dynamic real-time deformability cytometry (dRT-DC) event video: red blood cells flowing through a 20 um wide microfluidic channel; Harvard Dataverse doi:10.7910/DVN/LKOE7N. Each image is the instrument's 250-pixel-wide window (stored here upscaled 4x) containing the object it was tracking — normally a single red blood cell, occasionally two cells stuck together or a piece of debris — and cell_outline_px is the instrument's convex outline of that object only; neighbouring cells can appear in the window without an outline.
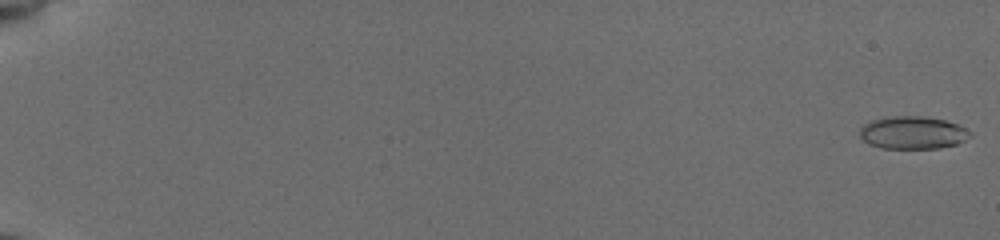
{"species": "common noctule bat (a hibernating species)", "species_latin": "Nyctalus noctula", "temperature_condition": "cold", "stored_images_in_passage": 45, "camera_frame_rate_fps": 3000, "um_per_image_px": 0.085, "animal": {"sex": "female", "body_mass_g": 19.5, "forearm_length_mm": 54.1}, "frame": {"image": 1, "passage_image": 1, "time_ms": 0.0, "image_size_px": [1000, 240], "cell_outline_px": [[972, 136], [956, 144], [936, 148], [880, 148], [868, 144], [860, 136], [860, 128], [864, 124], [872, 120], [892, 116], [920, 116], [944, 120], [956, 124], [964, 128]], "centroid_in_image_um": [77.54, 11.28], "position_along_channel_um": 7.5, "area_um2": 20.75}}
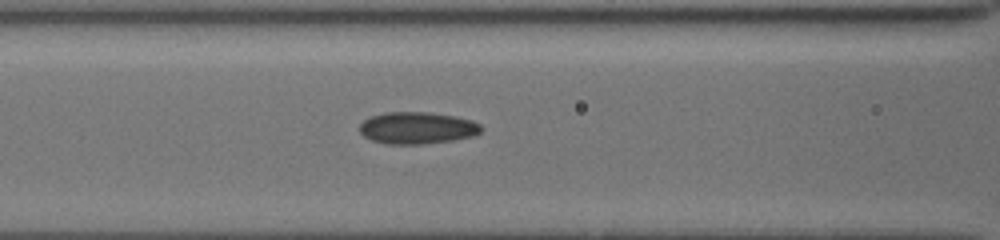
{"frame": {"image": 2, "passage_image": 27, "time_ms": 8.667, "image_size_px": [1000, 240], "cell_outline_px": [[484, 128], [480, 132], [472, 136], [452, 140], [424, 144], [388, 144], [372, 140], [364, 136], [360, 132], [360, 124], [364, 120], [372, 116], [384, 112], [428, 112], [456, 116], [472, 120], [480, 124]], "centroid_in_image_um": [35.48, 10.87], "position_along_channel_um": 131.1, "area_um2": 22.66}}
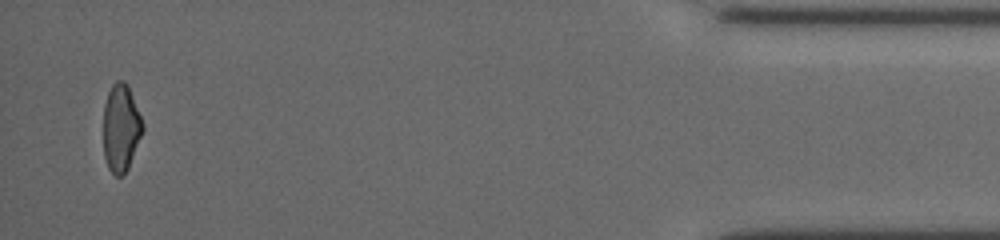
{"frame": {"image": 3, "passage_image": 45, "time_ms": 18.0, "image_size_px": [1000, 240], "cell_outline_px": [[144, 128], [128, 168], [124, 176], [116, 176], [108, 168], [104, 156], [104, 104], [108, 92], [112, 84], [116, 80], [124, 80], [128, 84], [144, 124]], "centroid_in_image_um": [10.28, 10.85], "position_along_channel_um": 424.9, "area_um2": 20.11}, "authors_computed_cell_mechanics": {"area_um2": 21.2126, "velocity_mm_per_s": 3.8503, "shape_relaxation_time_tau1_ms": null, "shape_relaxation_time_tau2_ms": 2.6058, "deformation_change_tau1": null, "deformation_change_tau2": 0.0738}}